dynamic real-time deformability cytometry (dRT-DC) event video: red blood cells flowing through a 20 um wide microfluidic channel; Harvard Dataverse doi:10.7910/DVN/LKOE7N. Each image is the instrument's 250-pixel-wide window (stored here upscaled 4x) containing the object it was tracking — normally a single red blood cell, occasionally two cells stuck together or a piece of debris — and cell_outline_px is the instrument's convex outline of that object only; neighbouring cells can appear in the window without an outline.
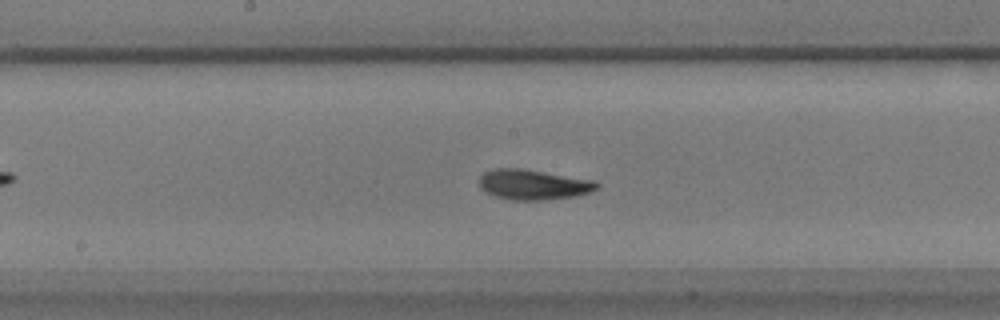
{"species": "common noctule bat (a hibernating species)", "species_latin": "Nyctalus noctula", "temperature_condition": "warm", "stored_images_in_passage": 58, "segment_of_instrument_passage": [1, 2], "camera_frame_rate_fps": 3000, "um_per_image_px": 0.085, "animal": {"sex": "male", "body_mass_g": 17.9}, "frame": {"image": 1, "passage_image": 29, "time_ms": 9.333, "image_size_px": [1000, 320], "cell_outline_px": [[600, 184], [596, 188], [588, 192], [576, 196], [548, 200], [512, 200], [496, 196], [480, 188], [480, 176], [484, 172], [496, 168], [524, 168], [596, 180]], "centroid_in_image_um": [45.36, 15.68], "position_along_channel_um": 202.8, "area_um2": 20.81}}
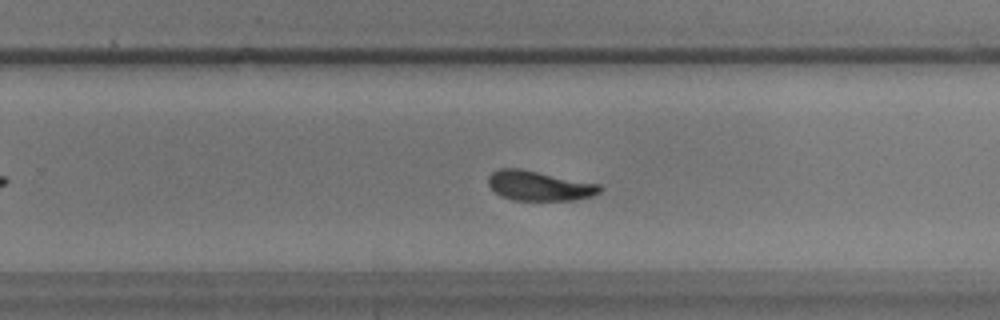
{"frame": {"image": 2, "passage_image": 36, "time_ms": 11.667, "image_size_px": [1000, 320], "cell_outline_px": [[600, 192], [592, 196], [576, 200], [512, 200], [500, 196], [488, 184], [488, 176], [492, 172], [500, 168], [520, 168], [600, 184]], "centroid_in_image_um": [45.81, 15.79], "position_along_channel_um": 284.0, "area_um2": 19.36}}
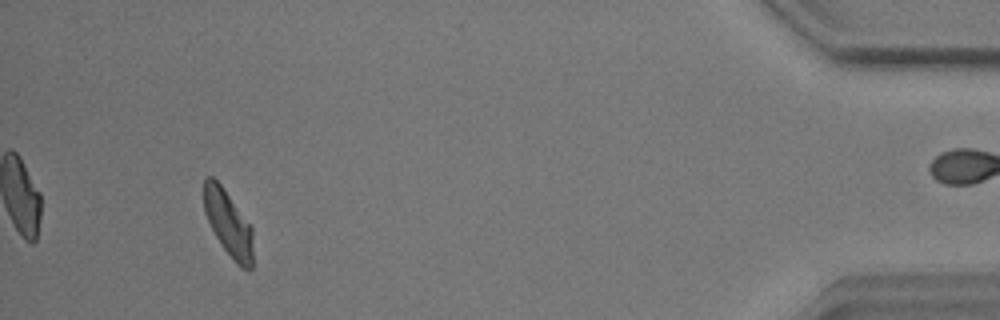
{"frame": {"image": 3, "passage_image": 53, "time_ms": 17.333, "image_size_px": [1000, 320], "cell_outline_px": [[252, 268], [248, 272], [240, 268], [236, 264], [220, 244], [204, 212], [204, 176], [212, 176], [220, 184], [252, 228]], "centroid_in_image_um": [19.4, 19.03], "position_along_channel_um": 415.8, "area_um2": 18.61}}